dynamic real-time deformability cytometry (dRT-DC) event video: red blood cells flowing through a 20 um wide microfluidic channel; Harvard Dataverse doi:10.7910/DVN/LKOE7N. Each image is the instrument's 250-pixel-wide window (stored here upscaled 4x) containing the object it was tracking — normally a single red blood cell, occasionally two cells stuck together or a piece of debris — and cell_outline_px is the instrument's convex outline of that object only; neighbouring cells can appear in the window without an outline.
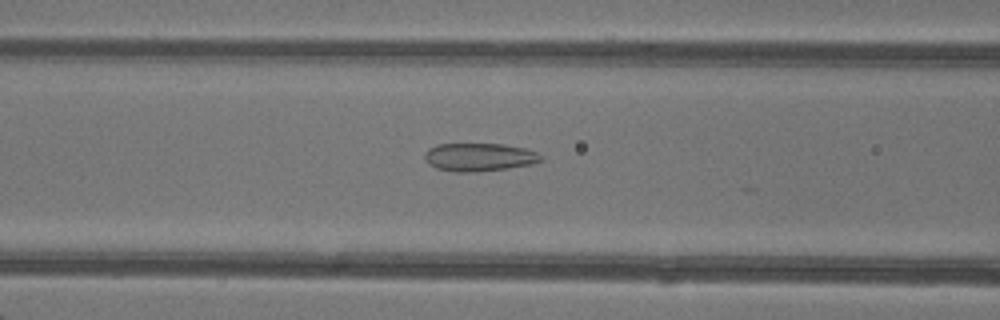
{"species": "common noctule bat (a hibernating species)", "species_latin": "Nyctalus noctula", "temperature_condition": "warm", "stored_images_in_passage": 31, "camera_frame_rate_fps": 3000, "um_per_image_px": 0.085, "animal": {"sex": "female"}, "frame": {"image": 1, "passage_image": 21, "time_ms": 6.667, "image_size_px": [1000, 320], "cell_outline_px": [[544, 160], [532, 164], [504, 168], [468, 172], [452, 172], [436, 168], [428, 164], [424, 160], [424, 152], [428, 148], [436, 144], [504, 144], [528, 148], [544, 156]], "centroid_in_image_um": [40.72, 13.34], "position_along_channel_um": 125.9, "area_um2": 19.25}}
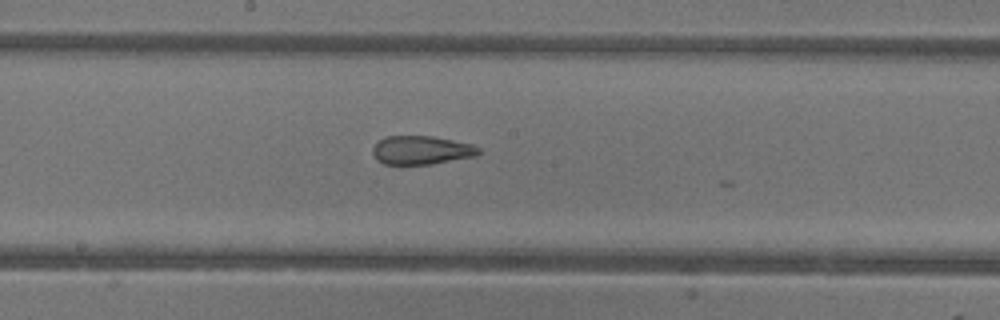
{"frame": {"image": 2, "passage_image": 27, "time_ms": 8.667, "image_size_px": [1000, 320], "cell_outline_px": [[480, 152], [476, 156], [432, 164], [384, 164], [372, 152], [372, 148], [384, 136], [432, 136], [472, 144], [480, 148]], "centroid_in_image_um": [35.85, 12.76], "position_along_channel_um": 212.4, "area_um2": 17.51}}
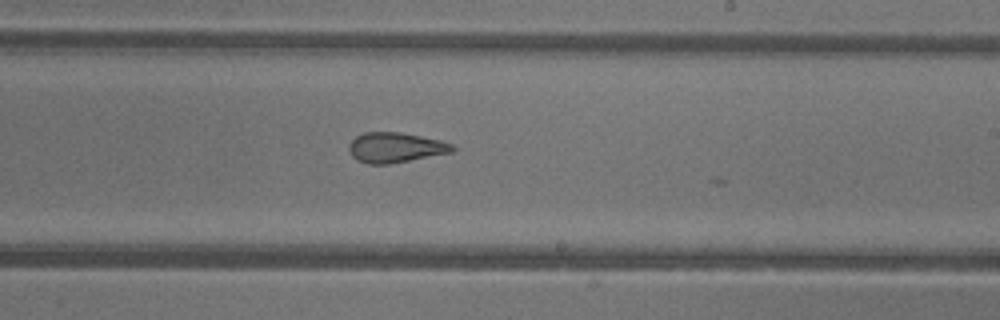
{"frame": {"image": 3, "passage_image": 30, "time_ms": 9.667, "image_size_px": [1000, 320], "cell_outline_px": [[456, 148], [452, 152], [388, 164], [368, 164], [352, 156], [348, 148], [348, 144], [356, 136], [364, 132], [400, 132], [440, 140], [452, 144]], "centroid_in_image_um": [33.6, 12.53], "position_along_channel_um": 255.4, "area_um2": 17.98}}